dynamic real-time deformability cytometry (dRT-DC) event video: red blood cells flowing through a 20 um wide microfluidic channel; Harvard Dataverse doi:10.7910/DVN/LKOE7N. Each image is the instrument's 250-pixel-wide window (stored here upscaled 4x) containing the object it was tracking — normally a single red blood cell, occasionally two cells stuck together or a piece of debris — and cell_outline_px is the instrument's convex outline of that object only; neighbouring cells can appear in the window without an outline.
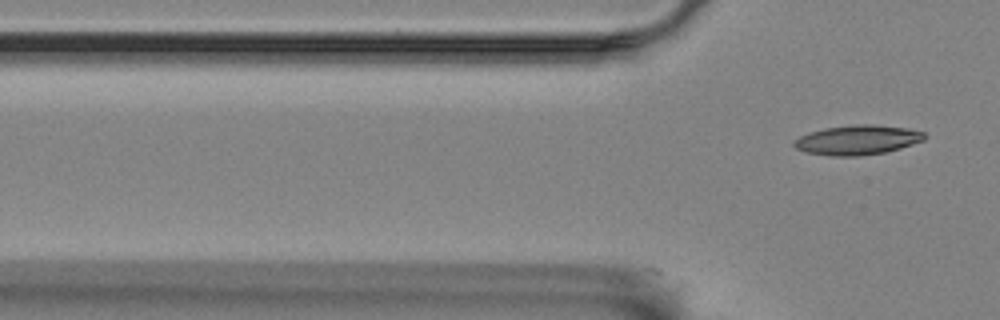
{"species": "Egyptian fruit bat (a non-hibernating species)", "species_latin": "Rousettus aegyptiacus", "temperature_condition": "room temperature", "stored_images_in_passage": 5, "camera_frame_rate_fps": 3000, "um_per_image_px": 0.085, "animal": {"sex": "female"}, "frame": {"image": 1, "passage_image": 5, "time_ms": 1.333, "image_size_px": [1000, 320], "cell_outline_px": [[928, 136], [924, 140], [900, 148], [884, 152], [860, 156], [832, 156], [804, 152], [796, 148], [792, 144], [800, 136], [808, 132], [824, 128], [856, 124], [872, 124], [908, 128], [924, 132]], "centroid_in_image_um": [72.88, 11.89], "position_along_channel_um": 52.9, "area_um2": 22.6}}